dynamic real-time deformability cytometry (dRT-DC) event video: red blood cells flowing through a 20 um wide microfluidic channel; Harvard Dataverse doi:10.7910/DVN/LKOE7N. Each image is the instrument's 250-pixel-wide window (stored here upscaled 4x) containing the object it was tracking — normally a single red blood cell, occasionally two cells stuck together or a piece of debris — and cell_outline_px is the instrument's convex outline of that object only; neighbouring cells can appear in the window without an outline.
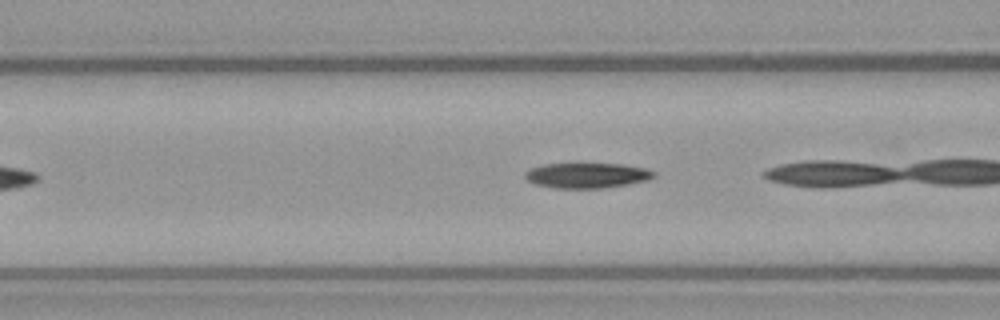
{"species": "common noctule bat (a hibernating species)", "species_latin": "Nyctalus noctula", "temperature_condition": "warm", "stored_images_in_passage": 18, "camera_frame_rate_fps": 3000, "um_per_image_px": 0.085, "animal": {"sex": "female", "body_mass_g": 21.9}, "frame": {"image": 1, "passage_image": 8, "time_ms": 2.333, "image_size_px": [1000, 320], "cell_outline_px": [[656, 176], [648, 180], [628, 184], [604, 188], [552, 188], [536, 184], [528, 180], [524, 176], [524, 172], [532, 168], [544, 164], [620, 164], [644, 168], [656, 172]], "centroid_in_image_um": [49.9, 14.92], "position_along_channel_um": 116.7, "area_um2": 18.84}}
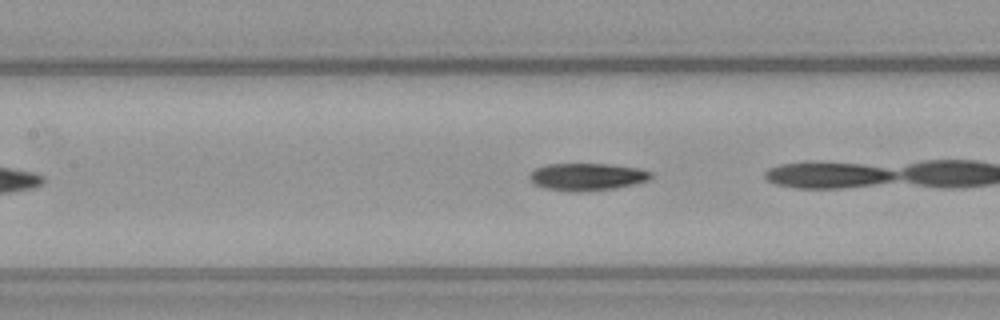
{"frame": {"image": 2, "passage_image": 11, "time_ms": 3.333, "image_size_px": [1000, 320], "cell_outline_px": [[652, 176], [648, 180], [632, 184], [612, 188], [576, 192], [568, 192], [544, 188], [532, 184], [528, 176], [528, 172], [536, 168], [548, 164], [604, 164], [640, 168], [652, 172]], "centroid_in_image_um": [49.82, 15.03], "position_along_channel_um": 157.6, "area_um2": 19.36}}